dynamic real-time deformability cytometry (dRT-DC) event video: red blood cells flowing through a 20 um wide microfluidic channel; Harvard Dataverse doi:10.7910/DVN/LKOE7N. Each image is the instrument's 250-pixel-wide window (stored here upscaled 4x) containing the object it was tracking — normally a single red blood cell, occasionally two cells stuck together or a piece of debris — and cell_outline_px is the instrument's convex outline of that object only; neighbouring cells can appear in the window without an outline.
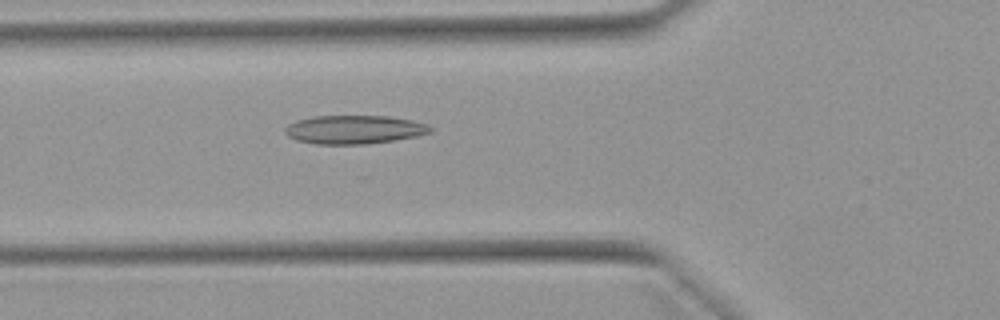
{"species": "Egyptian fruit bat (a non-hibernating species)", "species_latin": "Rousettus aegyptiacus", "temperature_condition": "warm", "stored_images_in_passage": 51, "camera_frame_rate_fps": 3000, "um_per_image_px": 0.085, "animal": {"sex": "female"}, "frame": {"image": 1, "passage_image": 18, "time_ms": 5.667, "image_size_px": [1000, 320], "cell_outline_px": [[432, 132], [416, 136], [396, 140], [368, 144], [316, 144], [296, 140], [288, 136], [284, 132], [284, 128], [288, 124], [296, 120], [312, 116], [388, 116], [412, 120], [428, 124], [432, 128]], "centroid_in_image_um": [30.1, 11.01], "position_along_channel_um": 95.7, "area_um2": 24.39}}
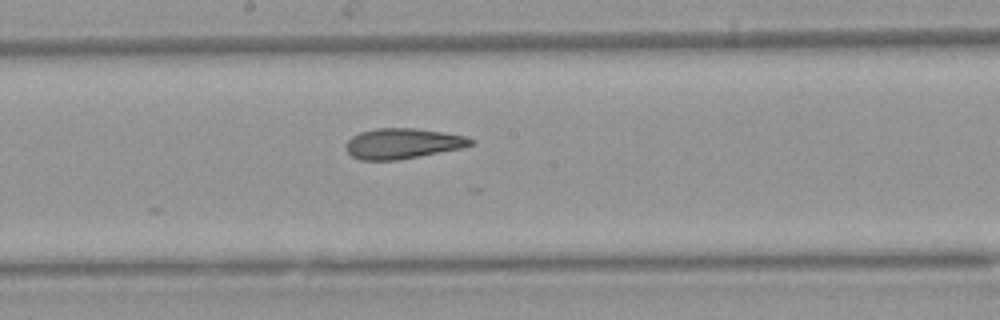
{"frame": {"image": 2, "passage_image": 27, "time_ms": 8.667, "image_size_px": [1000, 320], "cell_outline_px": [[476, 144], [460, 148], [420, 156], [396, 160], [360, 160], [352, 156], [344, 148], [344, 144], [352, 136], [360, 132], [376, 128], [412, 128], [440, 132], [464, 136], [476, 140]], "centroid_in_image_um": [34.19, 12.2], "position_along_channel_um": 214.0, "area_um2": 22.08}}
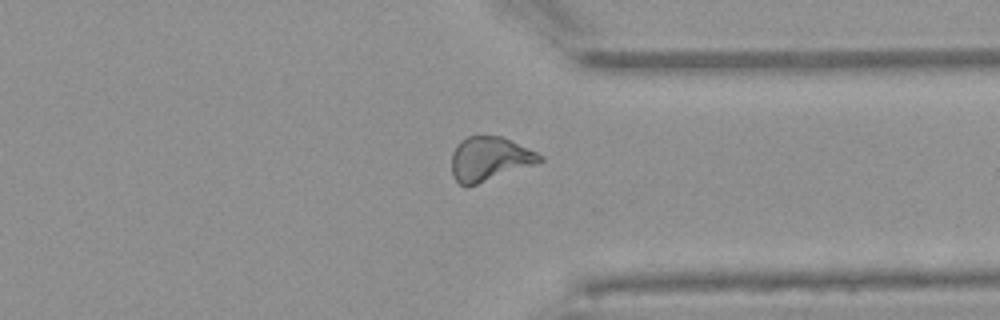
{"frame": {"image": 3, "passage_image": 39, "time_ms": 12.667, "image_size_px": [1000, 320], "cell_outline_px": [[544, 160], [536, 164], [464, 188], [452, 176], [452, 152], [456, 144], [460, 140], [468, 136], [500, 136], [528, 148], [544, 156]], "centroid_in_image_um": [41.58, 13.51], "position_along_channel_um": 369.8, "area_um2": 22.6}, "authors_computed_cell_mechanics": {"area_um2": 23.3512, "velocity_mm_per_s": 3.9601, "shape_relaxation_time_tau1_ms": null, "shape_relaxation_time_tau2_ms": 3.2793, "deformation_change_tau1": null, "deformation_change_tau2": 0.1065}}